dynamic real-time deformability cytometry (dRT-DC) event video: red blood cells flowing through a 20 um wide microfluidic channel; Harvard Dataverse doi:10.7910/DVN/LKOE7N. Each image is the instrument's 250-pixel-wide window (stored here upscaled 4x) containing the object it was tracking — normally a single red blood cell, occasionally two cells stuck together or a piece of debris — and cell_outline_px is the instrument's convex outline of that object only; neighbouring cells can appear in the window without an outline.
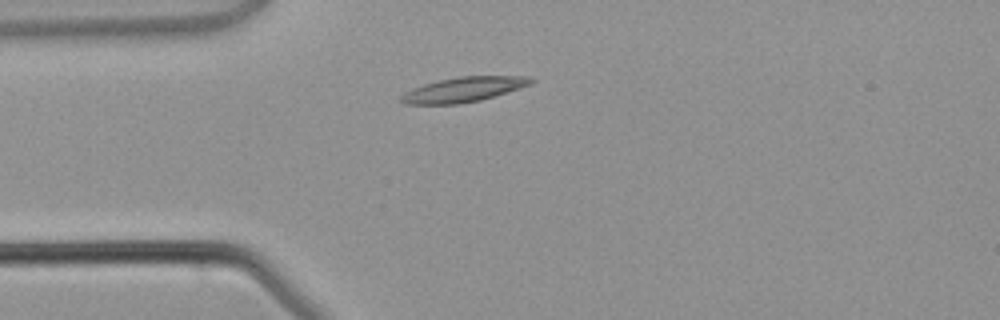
{"species": "common noctule bat (a hibernating species)", "species_latin": "Nyctalus noctula", "temperature_condition": "warm", "stored_images_in_passage": 2, "camera_frame_rate_fps": 3000, "um_per_image_px": 0.085, "animal": {"sex": "male", "body_mass_g": 21.5, "forearm_length_mm": 52.0}, "frame": {"image": 1, "passage_image": 2, "time_ms": 1.333, "image_size_px": [1000, 320], "cell_outline_px": [[536, 80], [520, 88], [480, 100], [456, 104], [404, 104], [400, 100], [400, 96], [404, 92], [412, 88], [424, 84], [440, 80], [460, 76], [528, 76]], "centroid_in_image_um": [39.37, 7.61], "position_along_channel_um": 45.6, "area_um2": 18.61}}